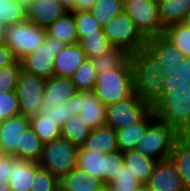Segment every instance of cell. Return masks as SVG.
Returning <instances> with one entry per match:
<instances>
[{"label":"cell","mask_w":190,"mask_h":191,"mask_svg":"<svg viewBox=\"0 0 190 191\" xmlns=\"http://www.w3.org/2000/svg\"><path fill=\"white\" fill-rule=\"evenodd\" d=\"M142 78L187 79L190 83V58L163 34L147 39L141 57Z\"/></svg>","instance_id":"obj_1"},{"label":"cell","mask_w":190,"mask_h":191,"mask_svg":"<svg viewBox=\"0 0 190 191\" xmlns=\"http://www.w3.org/2000/svg\"><path fill=\"white\" fill-rule=\"evenodd\" d=\"M142 85L141 59L132 57L121 68L99 73L93 91L107 106L128 99Z\"/></svg>","instance_id":"obj_2"},{"label":"cell","mask_w":190,"mask_h":191,"mask_svg":"<svg viewBox=\"0 0 190 191\" xmlns=\"http://www.w3.org/2000/svg\"><path fill=\"white\" fill-rule=\"evenodd\" d=\"M151 109L148 90L142 85L128 99L106 106V125L117 131L139 122Z\"/></svg>","instance_id":"obj_3"},{"label":"cell","mask_w":190,"mask_h":191,"mask_svg":"<svg viewBox=\"0 0 190 191\" xmlns=\"http://www.w3.org/2000/svg\"><path fill=\"white\" fill-rule=\"evenodd\" d=\"M103 30L113 47L126 50L133 57L141 59L147 39L124 10L105 24Z\"/></svg>","instance_id":"obj_4"},{"label":"cell","mask_w":190,"mask_h":191,"mask_svg":"<svg viewBox=\"0 0 190 191\" xmlns=\"http://www.w3.org/2000/svg\"><path fill=\"white\" fill-rule=\"evenodd\" d=\"M155 117L180 136L190 135V84L184 96L161 97L153 106Z\"/></svg>","instance_id":"obj_5"},{"label":"cell","mask_w":190,"mask_h":191,"mask_svg":"<svg viewBox=\"0 0 190 191\" xmlns=\"http://www.w3.org/2000/svg\"><path fill=\"white\" fill-rule=\"evenodd\" d=\"M180 135L163 121L155 119L137 143L136 151L157 161L168 159Z\"/></svg>","instance_id":"obj_6"},{"label":"cell","mask_w":190,"mask_h":191,"mask_svg":"<svg viewBox=\"0 0 190 191\" xmlns=\"http://www.w3.org/2000/svg\"><path fill=\"white\" fill-rule=\"evenodd\" d=\"M123 164V152L121 151L102 154L78 147L76 167L100 179L105 186L115 179Z\"/></svg>","instance_id":"obj_7"},{"label":"cell","mask_w":190,"mask_h":191,"mask_svg":"<svg viewBox=\"0 0 190 191\" xmlns=\"http://www.w3.org/2000/svg\"><path fill=\"white\" fill-rule=\"evenodd\" d=\"M78 147L65 138H59L45 143L38 161L59 180L76 167Z\"/></svg>","instance_id":"obj_8"},{"label":"cell","mask_w":190,"mask_h":191,"mask_svg":"<svg viewBox=\"0 0 190 191\" xmlns=\"http://www.w3.org/2000/svg\"><path fill=\"white\" fill-rule=\"evenodd\" d=\"M46 38V29L28 20L7 26L5 44L11 49L17 60L31 53Z\"/></svg>","instance_id":"obj_9"},{"label":"cell","mask_w":190,"mask_h":191,"mask_svg":"<svg viewBox=\"0 0 190 191\" xmlns=\"http://www.w3.org/2000/svg\"><path fill=\"white\" fill-rule=\"evenodd\" d=\"M65 46L64 43L46 34L43 43L20 60L21 69L44 79L53 77L55 57Z\"/></svg>","instance_id":"obj_10"},{"label":"cell","mask_w":190,"mask_h":191,"mask_svg":"<svg viewBox=\"0 0 190 191\" xmlns=\"http://www.w3.org/2000/svg\"><path fill=\"white\" fill-rule=\"evenodd\" d=\"M123 10L146 39L164 34L157 0H124Z\"/></svg>","instance_id":"obj_11"},{"label":"cell","mask_w":190,"mask_h":191,"mask_svg":"<svg viewBox=\"0 0 190 191\" xmlns=\"http://www.w3.org/2000/svg\"><path fill=\"white\" fill-rule=\"evenodd\" d=\"M45 84L46 79L21 70L15 87L21 115L30 118L41 113Z\"/></svg>","instance_id":"obj_12"},{"label":"cell","mask_w":190,"mask_h":191,"mask_svg":"<svg viewBox=\"0 0 190 191\" xmlns=\"http://www.w3.org/2000/svg\"><path fill=\"white\" fill-rule=\"evenodd\" d=\"M73 115H80L91 127L96 129L106 125V106L94 91H78L66 102Z\"/></svg>","instance_id":"obj_13"},{"label":"cell","mask_w":190,"mask_h":191,"mask_svg":"<svg viewBox=\"0 0 190 191\" xmlns=\"http://www.w3.org/2000/svg\"><path fill=\"white\" fill-rule=\"evenodd\" d=\"M144 186L149 191H186L170 158L157 161Z\"/></svg>","instance_id":"obj_14"},{"label":"cell","mask_w":190,"mask_h":191,"mask_svg":"<svg viewBox=\"0 0 190 191\" xmlns=\"http://www.w3.org/2000/svg\"><path fill=\"white\" fill-rule=\"evenodd\" d=\"M68 12L57 0H34L26 6V20L46 29Z\"/></svg>","instance_id":"obj_15"},{"label":"cell","mask_w":190,"mask_h":191,"mask_svg":"<svg viewBox=\"0 0 190 191\" xmlns=\"http://www.w3.org/2000/svg\"><path fill=\"white\" fill-rule=\"evenodd\" d=\"M30 120L21 114L0 122V148L3 154L13 155L20 147V140Z\"/></svg>","instance_id":"obj_16"},{"label":"cell","mask_w":190,"mask_h":191,"mask_svg":"<svg viewBox=\"0 0 190 191\" xmlns=\"http://www.w3.org/2000/svg\"><path fill=\"white\" fill-rule=\"evenodd\" d=\"M142 83L148 90L152 106L161 97L184 96L190 84L187 79H171V77L142 78Z\"/></svg>","instance_id":"obj_17"},{"label":"cell","mask_w":190,"mask_h":191,"mask_svg":"<svg viewBox=\"0 0 190 191\" xmlns=\"http://www.w3.org/2000/svg\"><path fill=\"white\" fill-rule=\"evenodd\" d=\"M77 92L71 78L53 76L46 79L41 108H52L66 103Z\"/></svg>","instance_id":"obj_18"},{"label":"cell","mask_w":190,"mask_h":191,"mask_svg":"<svg viewBox=\"0 0 190 191\" xmlns=\"http://www.w3.org/2000/svg\"><path fill=\"white\" fill-rule=\"evenodd\" d=\"M86 59V54L79 43L66 45L55 57L54 76L71 78Z\"/></svg>","instance_id":"obj_19"},{"label":"cell","mask_w":190,"mask_h":191,"mask_svg":"<svg viewBox=\"0 0 190 191\" xmlns=\"http://www.w3.org/2000/svg\"><path fill=\"white\" fill-rule=\"evenodd\" d=\"M155 119V114L151 109L139 122L117 130L118 151L126 152L135 150L137 143Z\"/></svg>","instance_id":"obj_20"},{"label":"cell","mask_w":190,"mask_h":191,"mask_svg":"<svg viewBox=\"0 0 190 191\" xmlns=\"http://www.w3.org/2000/svg\"><path fill=\"white\" fill-rule=\"evenodd\" d=\"M60 191H103L104 183L88 172L73 168L59 180Z\"/></svg>","instance_id":"obj_21"},{"label":"cell","mask_w":190,"mask_h":191,"mask_svg":"<svg viewBox=\"0 0 190 191\" xmlns=\"http://www.w3.org/2000/svg\"><path fill=\"white\" fill-rule=\"evenodd\" d=\"M39 167L38 162L11 156L9 179L11 191H30L33 176Z\"/></svg>","instance_id":"obj_22"},{"label":"cell","mask_w":190,"mask_h":191,"mask_svg":"<svg viewBox=\"0 0 190 191\" xmlns=\"http://www.w3.org/2000/svg\"><path fill=\"white\" fill-rule=\"evenodd\" d=\"M182 184L186 191H190V135L180 136L174 143L170 153Z\"/></svg>","instance_id":"obj_23"},{"label":"cell","mask_w":190,"mask_h":191,"mask_svg":"<svg viewBox=\"0 0 190 191\" xmlns=\"http://www.w3.org/2000/svg\"><path fill=\"white\" fill-rule=\"evenodd\" d=\"M81 147L102 154L118 151L116 130L108 125L93 129Z\"/></svg>","instance_id":"obj_24"},{"label":"cell","mask_w":190,"mask_h":191,"mask_svg":"<svg viewBox=\"0 0 190 191\" xmlns=\"http://www.w3.org/2000/svg\"><path fill=\"white\" fill-rule=\"evenodd\" d=\"M160 23L165 29L171 24L182 23L190 13V0H157Z\"/></svg>","instance_id":"obj_25"},{"label":"cell","mask_w":190,"mask_h":191,"mask_svg":"<svg viewBox=\"0 0 190 191\" xmlns=\"http://www.w3.org/2000/svg\"><path fill=\"white\" fill-rule=\"evenodd\" d=\"M46 34L65 45L79 43L77 24L72 12L66 13L46 28Z\"/></svg>","instance_id":"obj_26"},{"label":"cell","mask_w":190,"mask_h":191,"mask_svg":"<svg viewBox=\"0 0 190 191\" xmlns=\"http://www.w3.org/2000/svg\"><path fill=\"white\" fill-rule=\"evenodd\" d=\"M123 159L129 171L143 185L148 182L157 163V160L144 156L136 150L123 152Z\"/></svg>","instance_id":"obj_27"},{"label":"cell","mask_w":190,"mask_h":191,"mask_svg":"<svg viewBox=\"0 0 190 191\" xmlns=\"http://www.w3.org/2000/svg\"><path fill=\"white\" fill-rule=\"evenodd\" d=\"M43 146L44 143L29 125L21 136L20 147L12 156L14 158L38 162L42 154Z\"/></svg>","instance_id":"obj_28"},{"label":"cell","mask_w":190,"mask_h":191,"mask_svg":"<svg viewBox=\"0 0 190 191\" xmlns=\"http://www.w3.org/2000/svg\"><path fill=\"white\" fill-rule=\"evenodd\" d=\"M133 56L126 50L113 47L106 54L90 59L96 72L102 73L123 67Z\"/></svg>","instance_id":"obj_29"},{"label":"cell","mask_w":190,"mask_h":191,"mask_svg":"<svg viewBox=\"0 0 190 191\" xmlns=\"http://www.w3.org/2000/svg\"><path fill=\"white\" fill-rule=\"evenodd\" d=\"M92 129L80 115H73L61 126V137L81 147Z\"/></svg>","instance_id":"obj_30"},{"label":"cell","mask_w":190,"mask_h":191,"mask_svg":"<svg viewBox=\"0 0 190 191\" xmlns=\"http://www.w3.org/2000/svg\"><path fill=\"white\" fill-rule=\"evenodd\" d=\"M30 126L45 144L61 138V127L42 113L29 118Z\"/></svg>","instance_id":"obj_31"},{"label":"cell","mask_w":190,"mask_h":191,"mask_svg":"<svg viewBox=\"0 0 190 191\" xmlns=\"http://www.w3.org/2000/svg\"><path fill=\"white\" fill-rule=\"evenodd\" d=\"M79 45L85 52L87 59L106 54L113 48L103 29L97 31V34L87 35L79 41Z\"/></svg>","instance_id":"obj_32"},{"label":"cell","mask_w":190,"mask_h":191,"mask_svg":"<svg viewBox=\"0 0 190 191\" xmlns=\"http://www.w3.org/2000/svg\"><path fill=\"white\" fill-rule=\"evenodd\" d=\"M123 2L124 0H96L89 11L103 28L123 11Z\"/></svg>","instance_id":"obj_33"},{"label":"cell","mask_w":190,"mask_h":191,"mask_svg":"<svg viewBox=\"0 0 190 191\" xmlns=\"http://www.w3.org/2000/svg\"><path fill=\"white\" fill-rule=\"evenodd\" d=\"M172 44L179 49L180 53L190 58V29L183 23L171 24L164 29L163 34Z\"/></svg>","instance_id":"obj_34"},{"label":"cell","mask_w":190,"mask_h":191,"mask_svg":"<svg viewBox=\"0 0 190 191\" xmlns=\"http://www.w3.org/2000/svg\"><path fill=\"white\" fill-rule=\"evenodd\" d=\"M98 73L94 69L92 61L86 59L79 68L73 73L71 80L77 91L94 90Z\"/></svg>","instance_id":"obj_35"},{"label":"cell","mask_w":190,"mask_h":191,"mask_svg":"<svg viewBox=\"0 0 190 191\" xmlns=\"http://www.w3.org/2000/svg\"><path fill=\"white\" fill-rule=\"evenodd\" d=\"M26 20V6L17 0H0V21L11 26Z\"/></svg>","instance_id":"obj_36"},{"label":"cell","mask_w":190,"mask_h":191,"mask_svg":"<svg viewBox=\"0 0 190 191\" xmlns=\"http://www.w3.org/2000/svg\"><path fill=\"white\" fill-rule=\"evenodd\" d=\"M144 185L129 171L128 166L123 164L115 179L106 185L108 191H140Z\"/></svg>","instance_id":"obj_37"},{"label":"cell","mask_w":190,"mask_h":191,"mask_svg":"<svg viewBox=\"0 0 190 191\" xmlns=\"http://www.w3.org/2000/svg\"><path fill=\"white\" fill-rule=\"evenodd\" d=\"M72 13L77 24L79 41L87 35L97 34V31L103 29L90 11H72Z\"/></svg>","instance_id":"obj_38"},{"label":"cell","mask_w":190,"mask_h":191,"mask_svg":"<svg viewBox=\"0 0 190 191\" xmlns=\"http://www.w3.org/2000/svg\"><path fill=\"white\" fill-rule=\"evenodd\" d=\"M30 191H60L59 179L45 168L39 167L33 176Z\"/></svg>","instance_id":"obj_39"},{"label":"cell","mask_w":190,"mask_h":191,"mask_svg":"<svg viewBox=\"0 0 190 191\" xmlns=\"http://www.w3.org/2000/svg\"><path fill=\"white\" fill-rule=\"evenodd\" d=\"M21 62L16 60L13 64L0 68V91H15L17 79L21 72Z\"/></svg>","instance_id":"obj_40"},{"label":"cell","mask_w":190,"mask_h":191,"mask_svg":"<svg viewBox=\"0 0 190 191\" xmlns=\"http://www.w3.org/2000/svg\"><path fill=\"white\" fill-rule=\"evenodd\" d=\"M20 114L15 91H0V122Z\"/></svg>","instance_id":"obj_41"},{"label":"cell","mask_w":190,"mask_h":191,"mask_svg":"<svg viewBox=\"0 0 190 191\" xmlns=\"http://www.w3.org/2000/svg\"><path fill=\"white\" fill-rule=\"evenodd\" d=\"M41 113L53 120L60 127L67 121L68 119L73 117V114L70 112L68 108V104L63 103L58 106H52V108H41Z\"/></svg>","instance_id":"obj_42"},{"label":"cell","mask_w":190,"mask_h":191,"mask_svg":"<svg viewBox=\"0 0 190 191\" xmlns=\"http://www.w3.org/2000/svg\"><path fill=\"white\" fill-rule=\"evenodd\" d=\"M11 173V155L0 157V182L9 181Z\"/></svg>","instance_id":"obj_43"},{"label":"cell","mask_w":190,"mask_h":191,"mask_svg":"<svg viewBox=\"0 0 190 191\" xmlns=\"http://www.w3.org/2000/svg\"><path fill=\"white\" fill-rule=\"evenodd\" d=\"M17 59L15 58L11 49L5 44H0V68L13 64Z\"/></svg>","instance_id":"obj_44"},{"label":"cell","mask_w":190,"mask_h":191,"mask_svg":"<svg viewBox=\"0 0 190 191\" xmlns=\"http://www.w3.org/2000/svg\"><path fill=\"white\" fill-rule=\"evenodd\" d=\"M96 0H76L75 11H89Z\"/></svg>","instance_id":"obj_45"},{"label":"cell","mask_w":190,"mask_h":191,"mask_svg":"<svg viewBox=\"0 0 190 191\" xmlns=\"http://www.w3.org/2000/svg\"><path fill=\"white\" fill-rule=\"evenodd\" d=\"M69 12L75 11L76 0H57Z\"/></svg>","instance_id":"obj_46"},{"label":"cell","mask_w":190,"mask_h":191,"mask_svg":"<svg viewBox=\"0 0 190 191\" xmlns=\"http://www.w3.org/2000/svg\"><path fill=\"white\" fill-rule=\"evenodd\" d=\"M7 25L0 21V44L5 42Z\"/></svg>","instance_id":"obj_47"},{"label":"cell","mask_w":190,"mask_h":191,"mask_svg":"<svg viewBox=\"0 0 190 191\" xmlns=\"http://www.w3.org/2000/svg\"><path fill=\"white\" fill-rule=\"evenodd\" d=\"M0 191H11L10 182L9 181L0 182Z\"/></svg>","instance_id":"obj_48"},{"label":"cell","mask_w":190,"mask_h":191,"mask_svg":"<svg viewBox=\"0 0 190 191\" xmlns=\"http://www.w3.org/2000/svg\"><path fill=\"white\" fill-rule=\"evenodd\" d=\"M182 23L190 29V13L182 20Z\"/></svg>","instance_id":"obj_49"},{"label":"cell","mask_w":190,"mask_h":191,"mask_svg":"<svg viewBox=\"0 0 190 191\" xmlns=\"http://www.w3.org/2000/svg\"><path fill=\"white\" fill-rule=\"evenodd\" d=\"M17 1L27 6L29 3L33 2L34 0H17Z\"/></svg>","instance_id":"obj_50"},{"label":"cell","mask_w":190,"mask_h":191,"mask_svg":"<svg viewBox=\"0 0 190 191\" xmlns=\"http://www.w3.org/2000/svg\"><path fill=\"white\" fill-rule=\"evenodd\" d=\"M140 191H149V190L145 186H143Z\"/></svg>","instance_id":"obj_51"},{"label":"cell","mask_w":190,"mask_h":191,"mask_svg":"<svg viewBox=\"0 0 190 191\" xmlns=\"http://www.w3.org/2000/svg\"><path fill=\"white\" fill-rule=\"evenodd\" d=\"M3 155V153H2V150H1V148H0V157Z\"/></svg>","instance_id":"obj_52"}]
</instances>
